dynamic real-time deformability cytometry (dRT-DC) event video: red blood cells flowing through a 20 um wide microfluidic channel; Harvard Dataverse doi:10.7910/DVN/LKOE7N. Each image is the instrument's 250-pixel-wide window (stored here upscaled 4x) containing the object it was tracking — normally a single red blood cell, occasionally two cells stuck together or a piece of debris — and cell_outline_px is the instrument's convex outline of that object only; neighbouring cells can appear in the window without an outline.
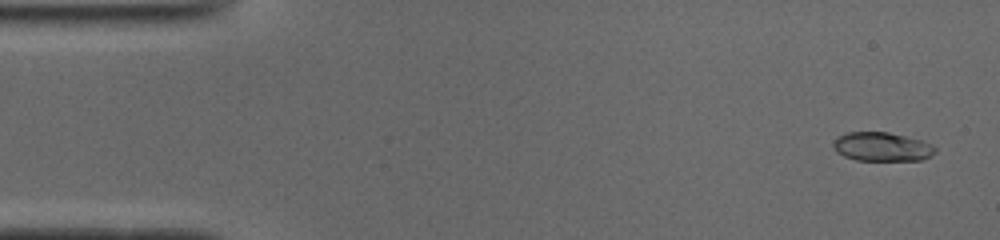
{"species": "common noctule bat (a hibernating species)", "species_latin": "Nyctalus noctula", "temperature_condition": "cold", "stored_images_in_passage": 50, "camera_frame_rate_fps": 3000, "um_per_image_px": 0.085, "animal": {"sex": "male", "body_mass_g": 19.0, "forearm_length_mm": 50.8}, "frame": {"image": 1, "passage_image": 2, "time_ms": 0.333, "image_size_px": [1000, 240], "cell_outline_px": [[936, 152], [932, 156], [920, 160], [856, 160], [844, 156], [836, 152], [832, 144], [836, 136], [848, 132], [888, 132], [920, 140], [936, 148]], "centroid_in_image_um": [74.92, 12.47], "position_along_channel_um": 10.1, "area_um2": 17.11}}
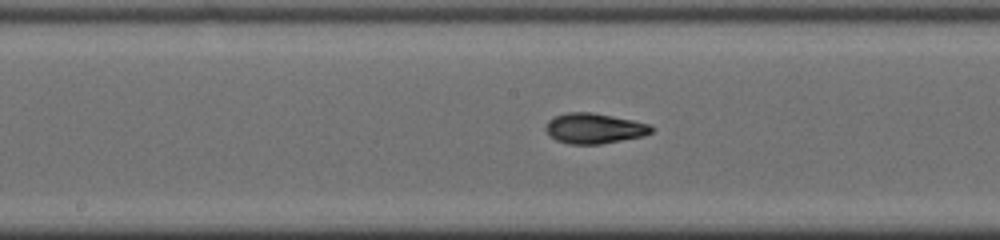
{"frame": {"image": 2, "passage_image": 25, "time_ms": 8.0, "image_size_px": [1000, 240], "cell_outline_px": [[652, 132], [644, 136], [600, 144], [568, 144], [556, 140], [544, 128], [548, 120], [556, 116], [568, 112], [592, 112], [652, 124]], "centroid_in_image_um": [50.52, 10.91], "position_along_channel_um": 197.7, "area_um2": 18.61}}
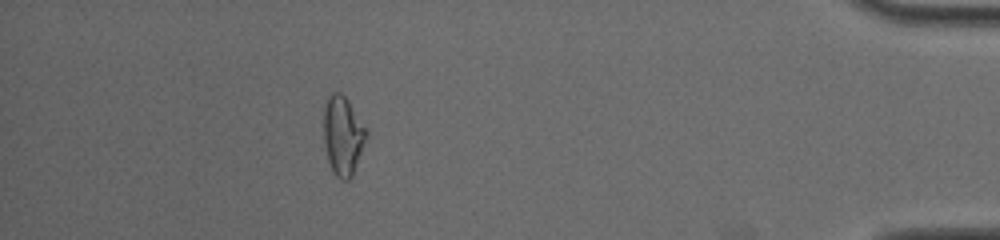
{"frame": {"image": 3, "passage_image": 45, "time_ms": 14.667, "image_size_px": [1000, 240], "cell_outline_px": [[368, 132], [352, 176], [348, 180], [340, 180], [332, 172], [328, 160], [324, 140], [324, 104], [328, 96], [332, 92], [340, 92], [348, 100]], "centroid_in_image_um": [29.12, 11.52], "position_along_channel_um": 406.1, "area_um2": 19.42}, "authors_computed_cell_mechanics": {"area_um2": 18.0914, "velocity_mm_per_s": 3.9435, "shape_relaxation_time_tau1_ms": 4.2148, "shape_relaxation_time_tau2_ms": 1.9431, "deformation_change_tau1": 0.1759, "deformation_change_tau2": 0.0719}}